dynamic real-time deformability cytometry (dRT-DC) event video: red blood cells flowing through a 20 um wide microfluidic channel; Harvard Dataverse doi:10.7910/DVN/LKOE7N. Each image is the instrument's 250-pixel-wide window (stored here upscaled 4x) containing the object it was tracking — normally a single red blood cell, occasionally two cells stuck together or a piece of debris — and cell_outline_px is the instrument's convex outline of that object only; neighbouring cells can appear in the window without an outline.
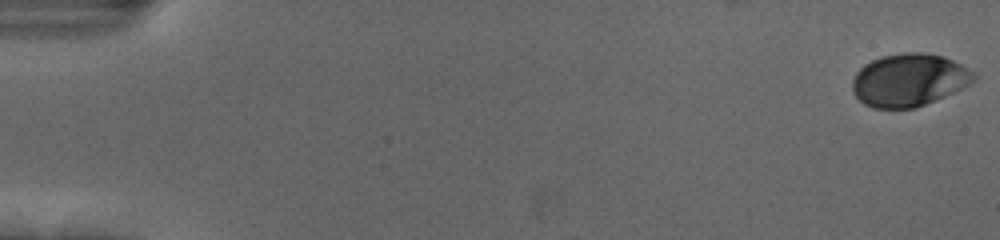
{"species": "human", "species_latin": "Homo sapiens", "temperature_condition": "cold", "stored_images_in_passage": 6, "camera_frame_rate_fps": 3000, "um_per_image_px": 0.085, "donor": {"sex": "female"}, "frame": {"image": 1, "passage_image": 1, "time_ms": 0.0, "image_size_px": [1000, 240], "cell_outline_px": [[976, 80], [944, 96], [916, 108], [872, 108], [864, 104], [852, 92], [852, 80], [856, 72], [864, 64], [872, 60], [884, 56], [904, 52], [924, 52], [944, 56], [960, 64], [972, 72], [976, 76]], "centroid_in_image_um": [77.23, 6.8], "position_along_channel_um": 7.8, "area_um2": 37.11}}